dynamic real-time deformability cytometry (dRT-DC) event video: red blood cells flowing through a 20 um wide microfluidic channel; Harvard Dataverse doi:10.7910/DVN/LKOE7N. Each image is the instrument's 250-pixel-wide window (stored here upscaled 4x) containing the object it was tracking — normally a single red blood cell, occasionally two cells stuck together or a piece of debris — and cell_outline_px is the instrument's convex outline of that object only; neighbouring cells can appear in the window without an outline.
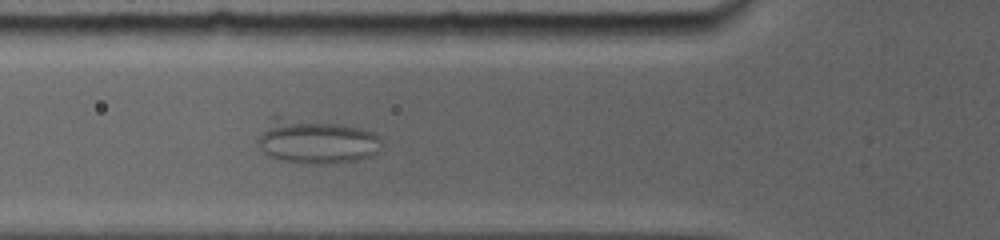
{"species": "common noctule bat (a hibernating species)", "species_latin": "Nyctalus noctula", "temperature_condition": "room temperature", "stored_images_in_passage": 72, "camera_frame_rate_fps": 5000, "um_per_image_px": 0.085, "animal": {"sex": "female", "body_mass_g": 19.0, "forearm_length_mm": 56.7}, "frame": {"image": 1, "passage_image": 28, "time_ms": 5.8, "image_size_px": [1000, 240], "cell_outline_px": [[384, 144], [372, 156], [356, 160], [336, 164], [312, 164], [280, 160], [268, 156], [256, 144], [256, 140], [268, 116], [280, 116], [340, 124], [360, 128], [372, 132], [380, 136]], "centroid_in_image_um": [26.83, 12.01], "position_along_channel_um": 99.0, "area_um2": 32.83}}
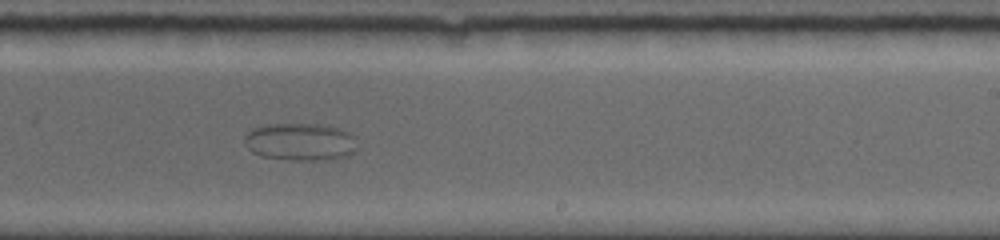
{"frame": {"image": 2, "passage_image": 49, "time_ms": 10.6, "image_size_px": [1000, 240], "cell_outline_px": [[356, 152], [348, 156], [328, 160], [284, 160], [260, 156], [252, 152], [244, 144], [244, 136], [252, 128], [268, 124], [320, 124], [340, 128], [352, 132], [356, 148]], "centroid_in_image_um": [25.53, 12.06], "position_along_channel_um": 263.5, "area_um2": 25.14}}
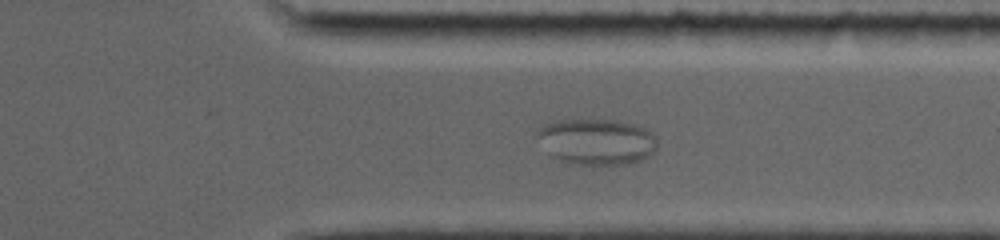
{"frame": {"image": 3, "passage_image": 62, "time_ms": 13.4, "image_size_px": [1000, 240], "cell_outline_px": [[656, 148], [644, 160], [624, 164], [568, 164], [552, 156], [548, 152], [536, 136], [536, 132], [544, 124], [556, 120], [616, 120], [632, 124], [644, 128], [652, 132], [656, 136]], "centroid_in_image_um": [50.71, 12.04], "position_along_channel_um": 360.7, "area_um2": 32.14}}